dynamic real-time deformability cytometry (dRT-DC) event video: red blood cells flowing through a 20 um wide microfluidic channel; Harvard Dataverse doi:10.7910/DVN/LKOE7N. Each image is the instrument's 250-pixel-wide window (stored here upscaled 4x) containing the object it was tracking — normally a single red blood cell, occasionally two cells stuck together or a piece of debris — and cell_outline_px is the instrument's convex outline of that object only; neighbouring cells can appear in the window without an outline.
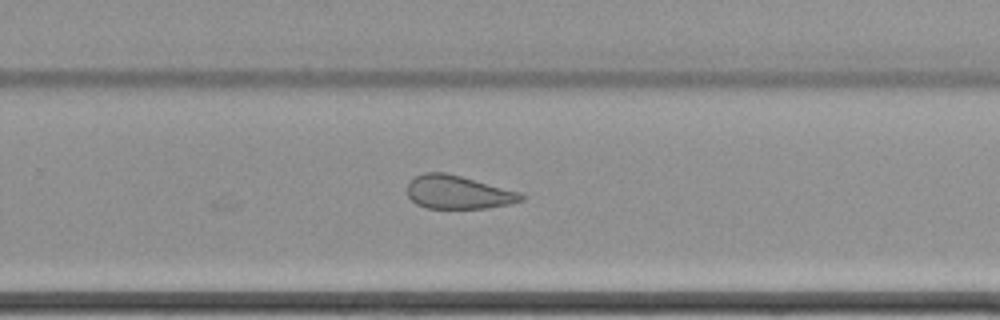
{"species": "common noctule bat (a hibernating species)", "species_latin": "Nyctalus noctula", "temperature_condition": "cold", "stored_images_in_passage": 23, "camera_frame_rate_fps": 3000, "um_per_image_px": 0.085, "animal": {"sex": "female", "body_mass_g": 22.7, "forearm_length_mm": 54.2}, "frame": {"image": 1, "passage_image": 23, "time_ms": 7.333, "image_size_px": [1000, 320], "cell_outline_px": [[524, 200], [508, 204], [488, 208], [428, 208], [416, 204], [408, 196], [408, 184], [416, 176], [424, 172], [448, 172], [520, 192], [524, 196]], "centroid_in_image_um": [38.94, 16.33], "position_along_channel_um": 290.9, "area_um2": 22.14}}